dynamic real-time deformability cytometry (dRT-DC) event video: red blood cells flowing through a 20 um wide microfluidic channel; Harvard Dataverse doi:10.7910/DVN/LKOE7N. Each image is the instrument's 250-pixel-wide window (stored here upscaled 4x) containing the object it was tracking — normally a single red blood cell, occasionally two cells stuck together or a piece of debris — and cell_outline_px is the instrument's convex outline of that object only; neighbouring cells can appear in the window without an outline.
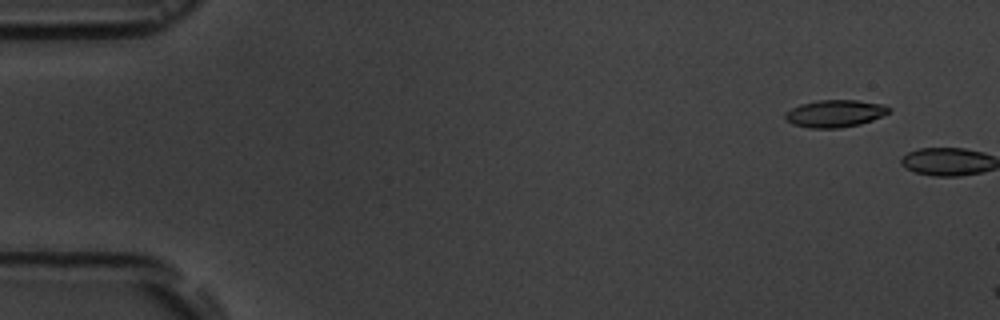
{"species": "common noctule bat (a hibernating species)", "species_latin": "Nyctalus noctula", "temperature_condition": "room temperature", "stored_images_in_passage": 3, "camera_frame_rate_fps": 3000, "um_per_image_px": 0.085, "animal": {"sex": "male", "body_mass_g": 19.5, "forearm_length_mm": 54.6}, "frame": {"image": 1, "passage_image": 2, "time_ms": 1.333, "image_size_px": [1000, 320], "cell_outline_px": [[892, 112], [872, 120], [860, 124], [840, 128], [808, 128], [792, 124], [784, 120], [784, 112], [800, 104], [820, 100], [856, 100], [884, 104], [892, 108]], "centroid_in_image_um": [70.98, 9.65], "position_along_channel_um": 14.0, "area_um2": 16.76}}